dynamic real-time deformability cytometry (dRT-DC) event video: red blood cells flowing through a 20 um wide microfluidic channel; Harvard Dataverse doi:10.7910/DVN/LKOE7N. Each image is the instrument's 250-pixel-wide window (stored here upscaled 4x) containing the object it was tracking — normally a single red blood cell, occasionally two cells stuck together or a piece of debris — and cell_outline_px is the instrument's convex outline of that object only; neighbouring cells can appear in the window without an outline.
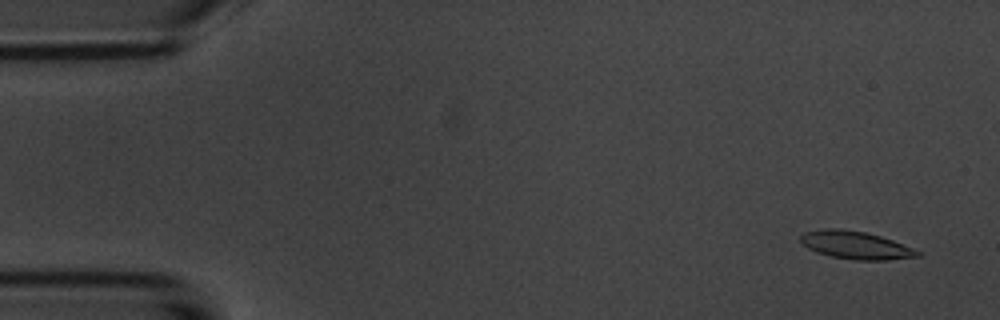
{"species": "common noctule bat (a hibernating species)", "species_latin": "Nyctalus noctula", "temperature_condition": "room temperature", "stored_images_in_passage": 4, "camera_frame_rate_fps": 3000, "um_per_image_px": 0.085, "animal": {"sex": "male", "body_mass_g": 20.1, "forearm_length_mm": 53.5}, "frame": {"image": 1, "passage_image": 1, "time_ms": 0.0, "image_size_px": [1000, 320], "cell_outline_px": [[924, 252], [920, 256], [888, 260], [856, 260], [832, 256], [816, 252], [808, 248], [800, 240], [800, 236], [804, 232], [828, 228], [840, 228], [864, 232], [880, 236], [892, 240]], "centroid_in_image_um": [72.76, 20.84], "position_along_channel_um": 12.2, "area_um2": 18.9}}
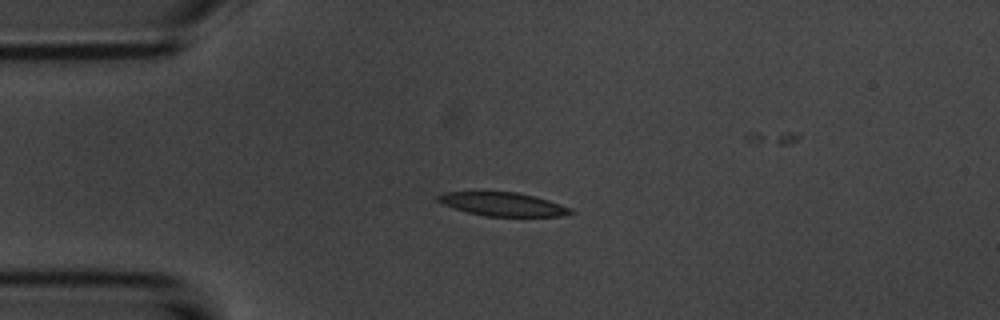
{"frame": {"image": 2, "passage_image": 4, "time_ms": 3.333, "image_size_px": [1000, 320], "cell_outline_px": [[576, 212], [560, 216], [484, 216], [468, 212], [440, 204], [436, 200], [436, 196], [444, 192], [516, 192], [536, 196], [572, 208]], "centroid_in_image_um": [42.73, 17.35], "position_along_channel_um": 42.3, "area_um2": 18.26}}